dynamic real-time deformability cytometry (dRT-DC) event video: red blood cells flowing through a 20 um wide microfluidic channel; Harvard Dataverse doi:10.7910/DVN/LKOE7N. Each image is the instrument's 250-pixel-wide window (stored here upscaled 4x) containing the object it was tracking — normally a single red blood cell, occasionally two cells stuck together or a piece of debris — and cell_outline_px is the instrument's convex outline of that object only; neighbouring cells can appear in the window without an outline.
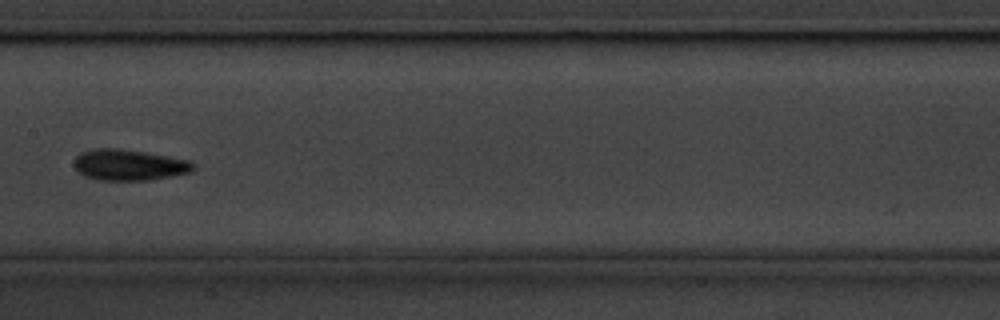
{"species": "common noctule bat (a hibernating species)", "species_latin": "Nyctalus noctula", "temperature_condition": "cold", "stored_images_in_passage": 15, "camera_frame_rate_fps": 3000, "um_per_image_px": 0.085, "animal": {"sex": "male", "body_mass_g": 20.1, "forearm_length_mm": 53.5}, "frame": {"image": 1, "passage_image": 7, "time_ms": 2.0, "image_size_px": [1000, 320], "cell_outline_px": [[196, 168], [192, 172], [172, 176], [148, 180], [100, 180], [84, 176], [72, 164], [72, 160], [80, 152], [92, 148], [116, 148], [144, 152], [192, 160], [196, 164]], "centroid_in_image_um": [10.98, 14.01], "position_along_channel_um": 196.4, "area_um2": 21.85}}